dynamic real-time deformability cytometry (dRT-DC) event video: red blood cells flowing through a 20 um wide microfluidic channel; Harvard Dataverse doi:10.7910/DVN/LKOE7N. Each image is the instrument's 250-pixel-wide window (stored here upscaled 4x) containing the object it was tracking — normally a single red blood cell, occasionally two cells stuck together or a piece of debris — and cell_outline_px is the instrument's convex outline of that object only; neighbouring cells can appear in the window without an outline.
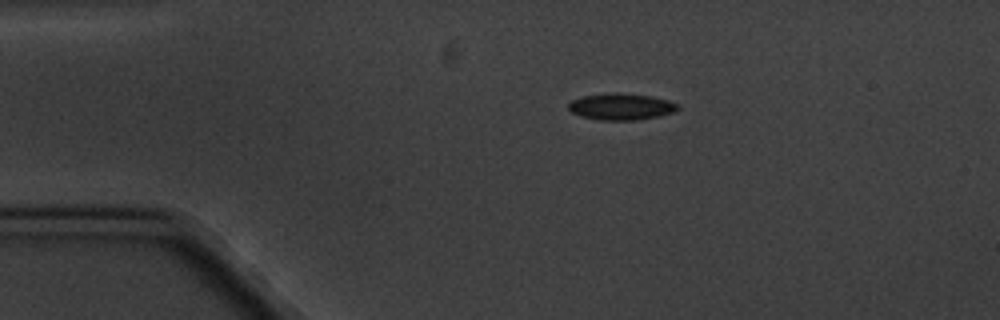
{"species": "common noctule bat (a hibernating species)", "species_latin": "Nyctalus noctula", "temperature_condition": "cold", "stored_images_in_passage": 3, "camera_frame_rate_fps": 3000, "um_per_image_px": 0.085, "animal": {"sex": "male", "body_mass_g": 20.1, "forearm_length_mm": 53.5}, "frame": {"image": 1, "passage_image": 1, "time_ms": 0.0, "image_size_px": [1000, 320], "cell_outline_px": [[680, 108], [672, 112], [660, 116], [636, 120], [600, 120], [580, 116], [572, 112], [568, 108], [568, 104], [572, 100], [584, 96], [616, 92], [652, 96], [668, 100], [680, 104]], "centroid_in_image_um": [52.82, 9.06], "position_along_channel_um": 32.2, "area_um2": 16.94}}
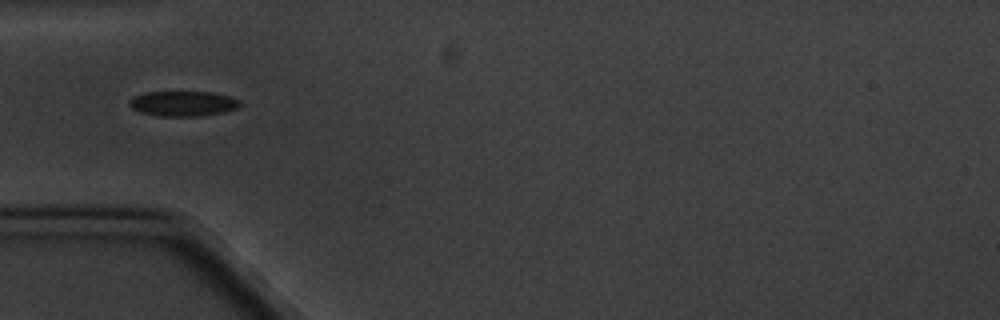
{"frame": {"image": 2, "passage_image": 3, "time_ms": 2.333, "image_size_px": [1000, 320], "cell_outline_px": [[240, 104], [236, 108], [224, 112], [200, 116], [160, 116], [140, 112], [132, 108], [128, 104], [128, 100], [144, 92], [212, 92], [228, 96], [240, 100]], "centroid_in_image_um": [15.54, 8.8], "position_along_channel_um": 69.5, "area_um2": 16.13}}